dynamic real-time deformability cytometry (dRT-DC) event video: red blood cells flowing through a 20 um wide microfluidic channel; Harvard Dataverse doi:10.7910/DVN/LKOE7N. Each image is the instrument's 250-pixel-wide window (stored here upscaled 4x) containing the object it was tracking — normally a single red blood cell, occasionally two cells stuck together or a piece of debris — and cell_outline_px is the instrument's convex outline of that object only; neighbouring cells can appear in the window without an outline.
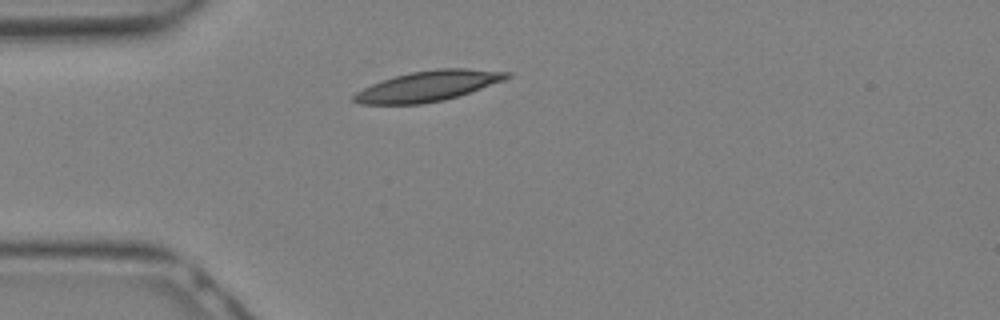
{"species": "Egyptian fruit bat (a non-hibernating species)", "species_latin": "Rousettus aegyptiacus", "temperature_condition": "warm", "stored_images_in_passage": 11, "camera_frame_rate_fps": 3000, "um_per_image_px": 0.085, "animal": {"sex": "female"}, "frame": {"image": 1, "passage_image": 1, "time_ms": 0.0, "image_size_px": [1000, 320], "cell_outline_px": [[512, 76], [504, 80], [444, 100], [420, 104], [360, 104], [352, 100], [352, 96], [356, 92], [372, 84], [396, 76], [412, 72], [436, 68], [464, 68], [512, 72]], "centroid_in_image_um": [36.38, 7.31], "position_along_channel_um": 48.6, "area_um2": 26.7}}
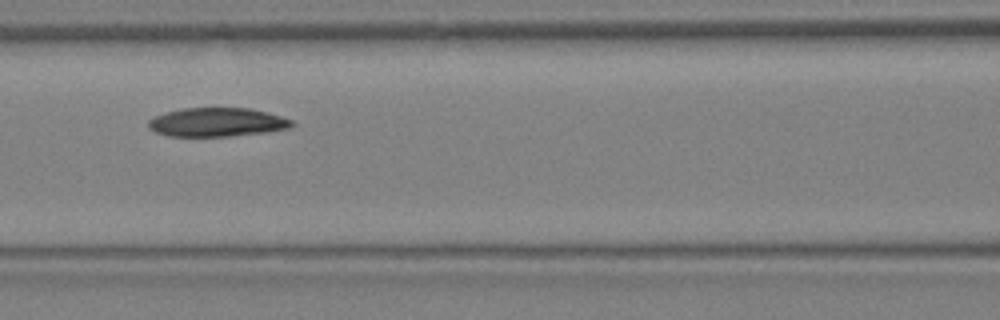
{"frame": {"image": 2, "passage_image": 6, "time_ms": 1.667, "image_size_px": [1000, 320], "cell_outline_px": [[296, 124], [292, 128], [264, 132], [232, 136], [168, 136], [156, 132], [148, 128], [148, 120], [156, 116], [168, 112], [184, 108], [248, 108], [268, 112], [292, 120]], "centroid_in_image_um": [18.48, 10.39], "position_along_channel_um": 148.1, "area_um2": 24.04}}
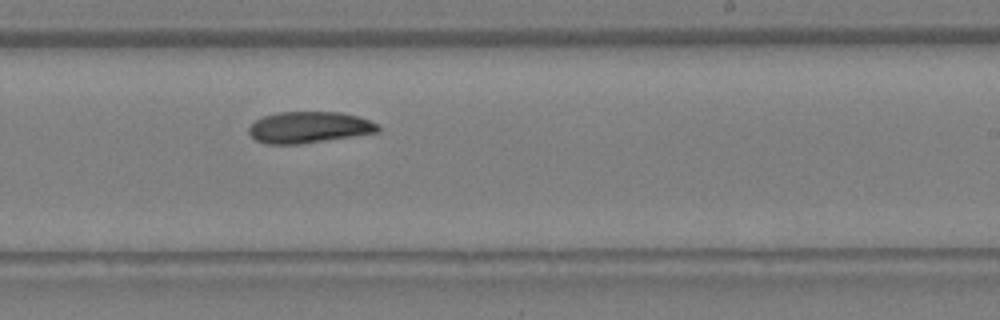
{"frame": {"image": 3, "passage_image": 11, "time_ms": 3.333, "image_size_px": [1000, 320], "cell_outline_px": [[380, 132], [300, 144], [264, 144], [256, 140], [248, 132], [248, 128], [256, 120], [264, 116], [280, 112], [340, 112], [356, 116], [380, 124]], "centroid_in_image_um": [26.28, 10.83], "position_along_channel_um": 262.7, "area_um2": 23.58}}